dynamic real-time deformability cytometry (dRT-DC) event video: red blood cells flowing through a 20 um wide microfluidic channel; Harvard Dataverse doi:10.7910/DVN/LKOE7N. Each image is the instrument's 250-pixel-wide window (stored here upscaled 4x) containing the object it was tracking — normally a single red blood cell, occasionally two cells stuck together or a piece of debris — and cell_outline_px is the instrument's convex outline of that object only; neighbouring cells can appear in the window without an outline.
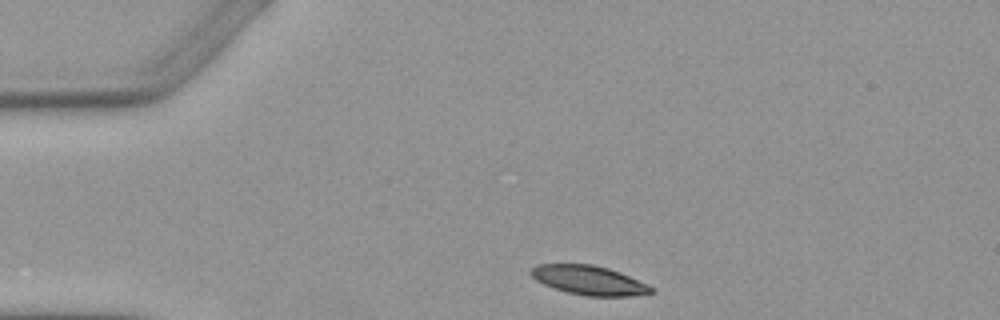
{"species": "Egyptian fruit bat (a non-hibernating species)", "species_latin": "Rousettus aegyptiacus", "temperature_condition": "warm", "stored_images_in_passage": 2, "camera_frame_rate_fps": 3000, "um_per_image_px": 0.085, "animal": {"sex": "female"}, "frame": {"image": 1, "passage_image": 1, "time_ms": 0.0, "image_size_px": [1000, 320], "cell_outline_px": [[652, 292], [632, 296], [584, 296], [568, 292], [544, 284], [536, 280], [528, 272], [536, 264], [592, 264], [608, 268], [620, 272], [648, 284], [652, 288]], "centroid_in_image_um": [50.05, 23.81], "position_along_channel_um": 35.0, "area_um2": 20.35}}